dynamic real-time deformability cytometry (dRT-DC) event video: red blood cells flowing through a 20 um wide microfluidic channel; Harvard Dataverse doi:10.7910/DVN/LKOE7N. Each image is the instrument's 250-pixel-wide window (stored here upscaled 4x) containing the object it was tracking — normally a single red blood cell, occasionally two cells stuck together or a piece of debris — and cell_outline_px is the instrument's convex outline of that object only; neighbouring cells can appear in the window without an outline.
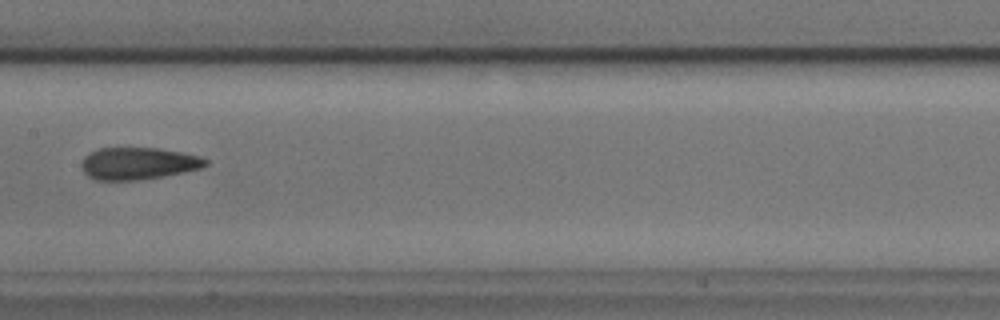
{"species": "common noctule bat (a hibernating species)", "species_latin": "Nyctalus noctula", "temperature_condition": "cold", "stored_images_in_passage": 8, "camera_frame_rate_fps": 3000, "um_per_image_px": 0.085, "animal": {"sex": "male", "body_mass_g": 17.9, "forearm_length_mm": 54.2}, "frame": {"image": 1, "passage_image": 6, "time_ms": 1.667, "image_size_px": [1000, 320], "cell_outline_px": [[208, 164], [200, 168], [184, 172], [164, 176], [136, 180], [96, 180], [88, 176], [80, 168], [80, 164], [84, 156], [88, 152], [100, 148], [160, 148], [200, 156], [208, 160]], "centroid_in_image_um": [11.71, 13.89], "position_along_channel_um": 195.7, "area_um2": 23.35}}
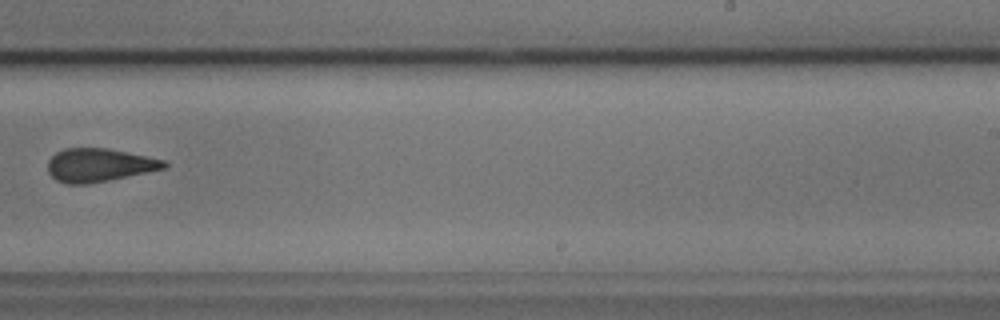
{"frame": {"image": 2, "passage_image": 8, "time_ms": 2.333, "image_size_px": [1000, 320], "cell_outline_px": [[168, 168], [88, 184], [64, 184], [56, 180], [48, 172], [48, 160], [56, 152], [64, 148], [108, 148], [168, 160]], "centroid_in_image_um": [8.46, 14.03], "position_along_channel_um": 280.5, "area_um2": 22.83}}